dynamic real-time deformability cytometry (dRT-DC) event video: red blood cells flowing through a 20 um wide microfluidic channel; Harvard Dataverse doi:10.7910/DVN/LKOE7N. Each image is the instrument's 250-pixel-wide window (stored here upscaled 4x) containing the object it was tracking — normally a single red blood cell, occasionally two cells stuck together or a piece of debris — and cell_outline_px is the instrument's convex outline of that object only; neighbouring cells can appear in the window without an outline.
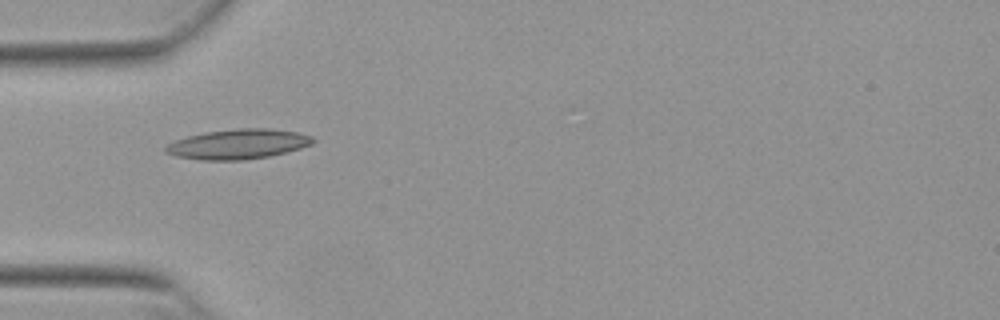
{"species": "Egyptian fruit bat (a non-hibernating species)", "species_latin": "Rousettus aegyptiacus", "temperature_condition": "warm", "stored_images_in_passage": 23, "camera_frame_rate_fps": 3000, "um_per_image_px": 0.085, "animal": {"sex": "female"}, "frame": {"image": 1, "passage_image": 1, "time_ms": 0.0, "image_size_px": [1000, 320], "cell_outline_px": [[316, 140], [312, 144], [300, 148], [268, 156], [244, 160], [200, 160], [176, 156], [164, 152], [164, 148], [168, 144], [176, 140], [188, 136], [204, 132], [240, 128], [268, 128], [296, 132], [312, 136]], "centroid_in_image_um": [20.22, 12.25], "position_along_channel_um": 64.8, "area_um2": 25.55}}